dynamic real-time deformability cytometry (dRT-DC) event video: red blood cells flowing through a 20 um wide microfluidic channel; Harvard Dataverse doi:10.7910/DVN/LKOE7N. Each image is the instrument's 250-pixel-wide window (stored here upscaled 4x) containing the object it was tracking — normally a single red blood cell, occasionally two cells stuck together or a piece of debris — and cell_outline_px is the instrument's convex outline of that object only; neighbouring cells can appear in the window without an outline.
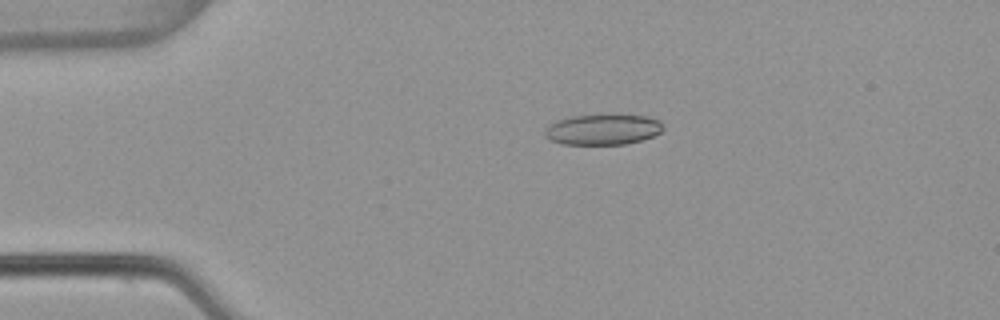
{"species": "common noctule bat (a hibernating species)", "species_latin": "Nyctalus noctula", "temperature_condition": "warm", "stored_images_in_passage": 53, "camera_frame_rate_fps": 3000, "um_per_image_px": 0.085, "animal": {"sex": "female", "body_mass_g": 22.7, "forearm_length_mm": 54.2}, "frame": {"image": 1, "passage_image": 11, "time_ms": 3.333, "image_size_px": [1000, 320], "cell_outline_px": [[664, 128], [660, 132], [652, 136], [628, 144], [564, 144], [552, 140], [544, 136], [544, 128], [556, 120], [572, 116], [616, 112], [648, 116], [660, 120]], "centroid_in_image_um": [51.27, 10.95], "position_along_channel_um": 33.7, "area_um2": 21.85}}
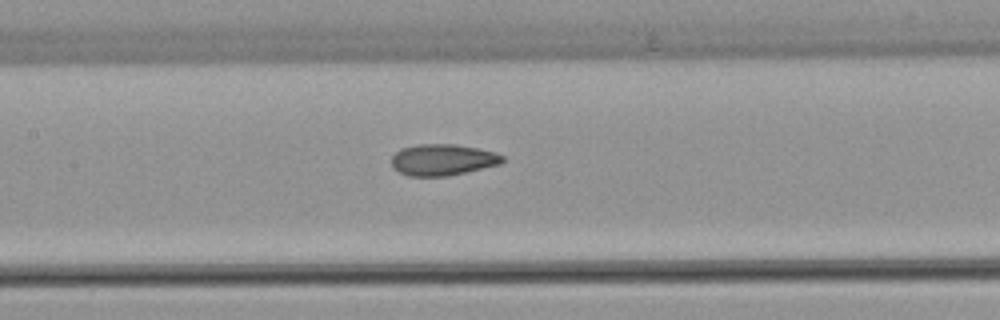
{"frame": {"image": 2, "passage_image": 25, "time_ms": 8.0, "image_size_px": [1000, 320], "cell_outline_px": [[504, 160], [500, 164], [448, 176], [408, 176], [392, 168], [392, 156], [400, 148], [416, 144], [456, 144], [496, 152], [504, 156]], "centroid_in_image_um": [37.61, 13.57], "position_along_channel_um": 169.8, "area_um2": 20.35}}
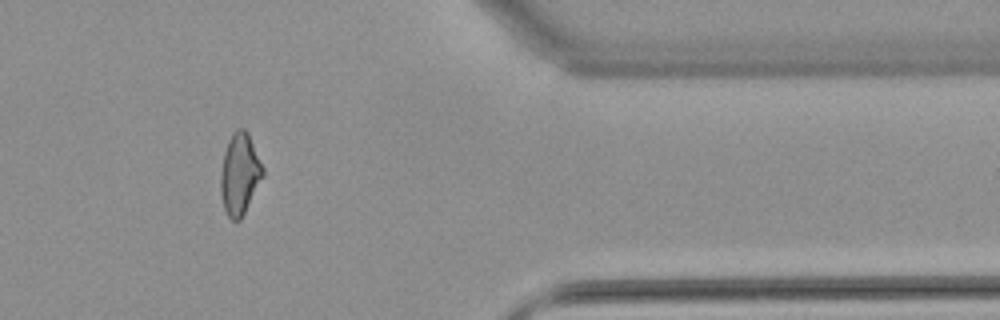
{"frame": {"image": 3, "passage_image": 44, "time_ms": 14.333, "image_size_px": [1000, 320], "cell_outline_px": [[264, 176], [240, 220], [232, 220], [228, 216], [224, 208], [220, 192], [220, 172], [224, 152], [228, 140], [232, 132], [236, 128], [244, 128], [248, 132], [264, 168]], "centroid_in_image_um": [20.37, 14.76], "position_along_channel_um": 391.0, "area_um2": 20.17}, "authors_computed_cell_mechanics": {"area_um2": 20.4612, "velocity_mm_per_s": 3.8559, "shape_relaxation_time_tau1_ms": null, "shape_relaxation_time_tau2_ms": 2.2909, "deformation_change_tau1": null, "deformation_change_tau2": 0.0658}}